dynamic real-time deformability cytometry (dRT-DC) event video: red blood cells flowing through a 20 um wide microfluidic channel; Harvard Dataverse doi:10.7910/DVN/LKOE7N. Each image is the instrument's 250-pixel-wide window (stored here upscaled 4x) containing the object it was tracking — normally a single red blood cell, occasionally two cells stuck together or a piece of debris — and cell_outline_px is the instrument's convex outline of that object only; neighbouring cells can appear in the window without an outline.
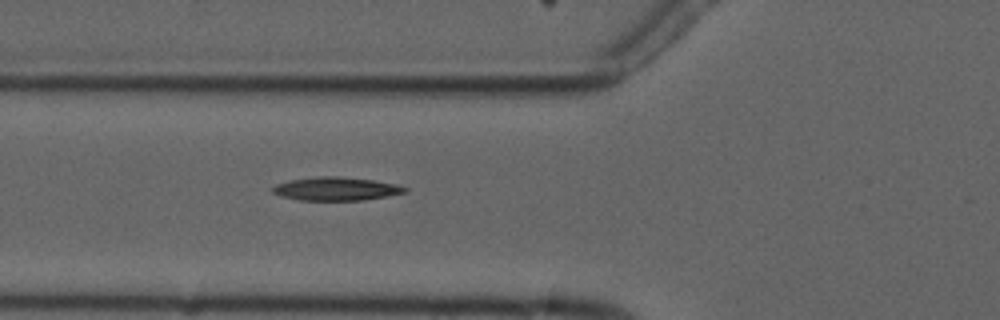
{"species": "common noctule bat (a hibernating species)", "species_latin": "Nyctalus noctula", "temperature_condition": "cold", "stored_images_in_passage": 6, "camera_frame_rate_fps": 3000, "um_per_image_px": 0.085, "animal": {"sex": "male", "forearm_length_mm": 52.5}, "frame": {"image": 1, "passage_image": 6, "time_ms": 6.667, "image_size_px": [1000, 320], "cell_outline_px": [[408, 192], [388, 196], [364, 200], [300, 200], [284, 196], [272, 192], [272, 188], [276, 184], [292, 180], [316, 176], [336, 176], [372, 180], [396, 184], [408, 188]], "centroid_in_image_um": [28.61, 16.05], "position_along_channel_um": 97.2, "area_um2": 17.86}}